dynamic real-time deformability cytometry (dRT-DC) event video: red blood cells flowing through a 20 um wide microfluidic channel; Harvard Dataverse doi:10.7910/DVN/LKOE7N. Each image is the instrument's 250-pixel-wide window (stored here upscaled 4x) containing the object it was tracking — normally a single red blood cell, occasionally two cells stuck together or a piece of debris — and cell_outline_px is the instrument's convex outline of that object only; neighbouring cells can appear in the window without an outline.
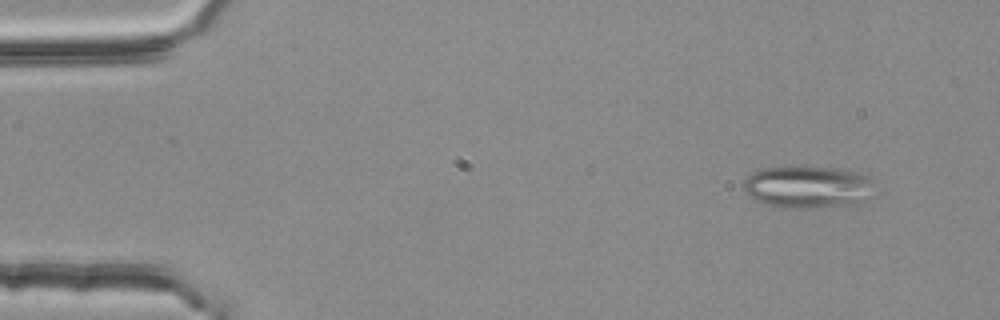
{"species": "common noctule bat (a hibernating species)", "species_latin": "Nyctalus noctula", "temperature_condition": "room temperature", "stored_images_in_passage": 3, "camera_frame_rate_fps": 3000, "um_per_image_px": 0.085, "animal": {"sex": "female", "body_mass_g": 25.1}, "frame": {"image": 1, "passage_image": 1, "time_ms": 0.0, "image_size_px": [1000, 320], "cell_outline_px": [[876, 196], [868, 200], [856, 204], [816, 208], [780, 208], [764, 204], [748, 196], [744, 188], [744, 180], [752, 172], [760, 168], [840, 168], [860, 172], [872, 176]], "centroid_in_image_um": [68.77, 15.92], "position_along_channel_um": 16.2, "area_um2": 32.95}}